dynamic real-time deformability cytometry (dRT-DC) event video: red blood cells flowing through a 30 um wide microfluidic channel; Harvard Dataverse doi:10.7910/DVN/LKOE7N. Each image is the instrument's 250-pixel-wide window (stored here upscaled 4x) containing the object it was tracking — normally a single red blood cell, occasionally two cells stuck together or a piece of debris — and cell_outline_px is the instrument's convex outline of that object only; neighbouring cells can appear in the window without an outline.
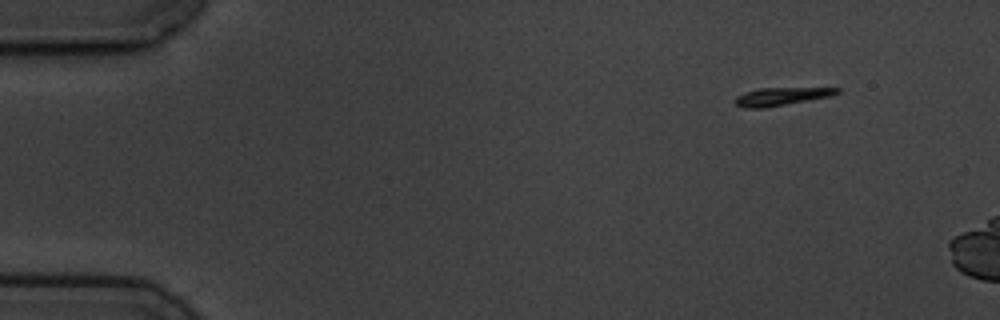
{"species": "common noctule bat (a hibernating species)", "species_latin": "Nyctalus noctula", "temperature_condition": "cold", "stored_images_in_passage": 3, "camera_frame_rate_fps": 3000, "um_per_image_px": 0.085, "animal": {"sex": "male", "body_mass_g": 19.5, "forearm_length_mm": 54.6}, "frame": {"image": 1, "passage_image": 1, "time_ms": 0.0, "image_size_px": [1000, 320], "cell_outline_px": [[840, 92], [832, 96], [764, 108], [744, 108], [736, 104], [736, 96], [760, 88], [840, 88]], "centroid_in_image_um": [66.45, 8.2], "position_along_channel_um": 18.6, "area_um2": 10.46}}